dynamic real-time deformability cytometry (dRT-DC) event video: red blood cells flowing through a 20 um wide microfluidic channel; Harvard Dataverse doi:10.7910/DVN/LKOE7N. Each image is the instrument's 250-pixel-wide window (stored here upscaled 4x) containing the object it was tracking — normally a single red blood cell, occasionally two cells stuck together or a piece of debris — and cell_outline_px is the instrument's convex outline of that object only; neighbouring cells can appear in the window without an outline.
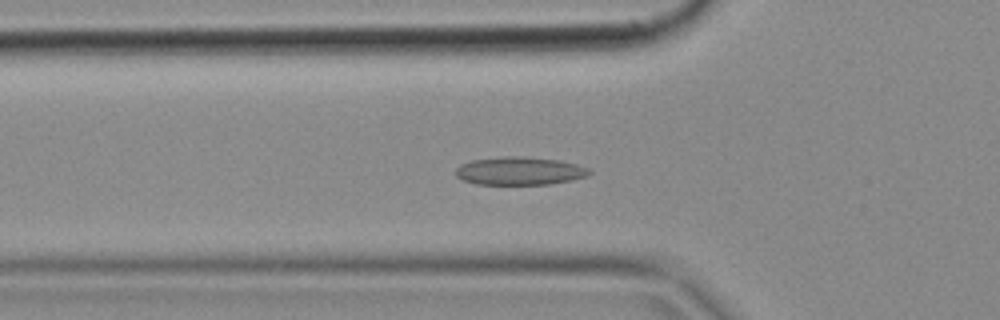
{"species": "common noctule bat (a hibernating species)", "species_latin": "Nyctalus noctula", "temperature_condition": "cold", "stored_images_in_passage": 52, "segment_of_instrument_passage": [1, 2], "camera_frame_rate_fps": 3000, "um_per_image_px": 0.085, "animal": {"sex": "female", "body_mass_g": 18.4}, "frame": {"image": 1, "passage_image": 17, "time_ms": 5.333, "image_size_px": [1000, 320], "cell_outline_px": [[592, 172], [588, 176], [552, 184], [476, 184], [464, 180], [456, 176], [456, 168], [460, 164], [472, 160], [504, 156], [520, 156], [560, 160], [576, 164], [588, 168]], "centroid_in_image_um": [44.17, 14.52], "position_along_channel_um": 81.6, "area_um2": 21.85}}
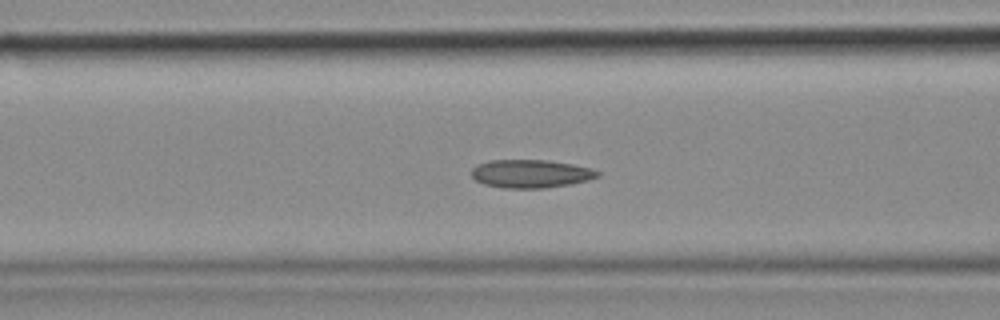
{"frame": {"image": 2, "passage_image": 20, "time_ms": 6.333, "image_size_px": [1000, 320], "cell_outline_px": [[600, 176], [588, 180], [572, 184], [544, 188], [504, 188], [484, 184], [476, 180], [472, 176], [472, 168], [476, 164], [488, 160], [548, 160], [572, 164], [592, 168], [600, 172]], "centroid_in_image_um": [45.12, 14.76], "position_along_channel_um": 121.5, "area_um2": 20.87}}
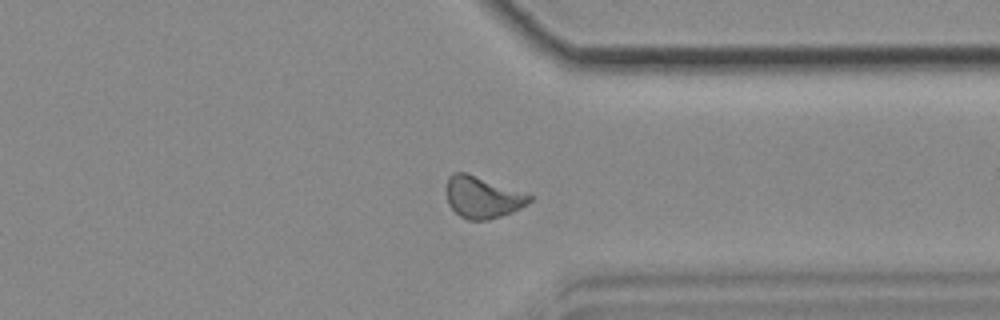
{"frame": {"image": 3, "passage_image": 39, "time_ms": 12.667, "image_size_px": [1000, 320], "cell_outline_px": [[532, 200], [528, 204], [512, 212], [488, 220], [468, 220], [460, 216], [448, 204], [444, 188], [448, 176], [452, 172], [468, 172], [532, 196]], "centroid_in_image_um": [40.95, 16.75], "position_along_channel_um": 370.5, "area_um2": 20.35}}